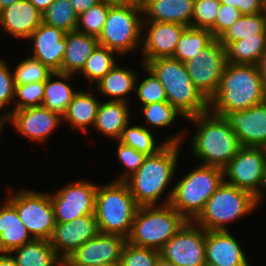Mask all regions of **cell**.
Listing matches in <instances>:
<instances>
[{
    "instance_id": "cell-18",
    "label": "cell",
    "mask_w": 266,
    "mask_h": 266,
    "mask_svg": "<svg viewBox=\"0 0 266 266\" xmlns=\"http://www.w3.org/2000/svg\"><path fill=\"white\" fill-rule=\"evenodd\" d=\"M99 233L96 216L87 214L71 222H56L50 245L64 261L70 254Z\"/></svg>"
},
{
    "instance_id": "cell-1",
    "label": "cell",
    "mask_w": 266,
    "mask_h": 266,
    "mask_svg": "<svg viewBox=\"0 0 266 266\" xmlns=\"http://www.w3.org/2000/svg\"><path fill=\"white\" fill-rule=\"evenodd\" d=\"M265 100L266 89L257 65L227 63L217 93L209 101V111L222 117Z\"/></svg>"
},
{
    "instance_id": "cell-52",
    "label": "cell",
    "mask_w": 266,
    "mask_h": 266,
    "mask_svg": "<svg viewBox=\"0 0 266 266\" xmlns=\"http://www.w3.org/2000/svg\"><path fill=\"white\" fill-rule=\"evenodd\" d=\"M0 266H17L9 253H0Z\"/></svg>"
},
{
    "instance_id": "cell-19",
    "label": "cell",
    "mask_w": 266,
    "mask_h": 266,
    "mask_svg": "<svg viewBox=\"0 0 266 266\" xmlns=\"http://www.w3.org/2000/svg\"><path fill=\"white\" fill-rule=\"evenodd\" d=\"M148 27V30L146 29ZM144 28L147 32H144ZM187 27L170 22H143L142 64L161 57H173L182 32Z\"/></svg>"
},
{
    "instance_id": "cell-13",
    "label": "cell",
    "mask_w": 266,
    "mask_h": 266,
    "mask_svg": "<svg viewBox=\"0 0 266 266\" xmlns=\"http://www.w3.org/2000/svg\"><path fill=\"white\" fill-rule=\"evenodd\" d=\"M265 164L266 148L242 146L223 169L224 181L255 196L262 182Z\"/></svg>"
},
{
    "instance_id": "cell-8",
    "label": "cell",
    "mask_w": 266,
    "mask_h": 266,
    "mask_svg": "<svg viewBox=\"0 0 266 266\" xmlns=\"http://www.w3.org/2000/svg\"><path fill=\"white\" fill-rule=\"evenodd\" d=\"M256 208L252 193L223 181L194 222L206 231H227V223L250 215Z\"/></svg>"
},
{
    "instance_id": "cell-27",
    "label": "cell",
    "mask_w": 266,
    "mask_h": 266,
    "mask_svg": "<svg viewBox=\"0 0 266 266\" xmlns=\"http://www.w3.org/2000/svg\"><path fill=\"white\" fill-rule=\"evenodd\" d=\"M9 254L17 266H64L50 242L44 239H33Z\"/></svg>"
},
{
    "instance_id": "cell-57",
    "label": "cell",
    "mask_w": 266,
    "mask_h": 266,
    "mask_svg": "<svg viewBox=\"0 0 266 266\" xmlns=\"http://www.w3.org/2000/svg\"><path fill=\"white\" fill-rule=\"evenodd\" d=\"M96 266H121L120 262H116V263H105V264H99Z\"/></svg>"
},
{
    "instance_id": "cell-17",
    "label": "cell",
    "mask_w": 266,
    "mask_h": 266,
    "mask_svg": "<svg viewBox=\"0 0 266 266\" xmlns=\"http://www.w3.org/2000/svg\"><path fill=\"white\" fill-rule=\"evenodd\" d=\"M222 117L241 146L266 148V100L242 111L226 112Z\"/></svg>"
},
{
    "instance_id": "cell-41",
    "label": "cell",
    "mask_w": 266,
    "mask_h": 266,
    "mask_svg": "<svg viewBox=\"0 0 266 266\" xmlns=\"http://www.w3.org/2000/svg\"><path fill=\"white\" fill-rule=\"evenodd\" d=\"M160 251L125 242L120 258L121 266H157Z\"/></svg>"
},
{
    "instance_id": "cell-4",
    "label": "cell",
    "mask_w": 266,
    "mask_h": 266,
    "mask_svg": "<svg viewBox=\"0 0 266 266\" xmlns=\"http://www.w3.org/2000/svg\"><path fill=\"white\" fill-rule=\"evenodd\" d=\"M145 66L158 78L165 89L167 101L185 119L209 111V101L193 84L185 63L173 57L149 60Z\"/></svg>"
},
{
    "instance_id": "cell-55",
    "label": "cell",
    "mask_w": 266,
    "mask_h": 266,
    "mask_svg": "<svg viewBox=\"0 0 266 266\" xmlns=\"http://www.w3.org/2000/svg\"><path fill=\"white\" fill-rule=\"evenodd\" d=\"M157 266H177L172 262L164 260L162 257H159Z\"/></svg>"
},
{
    "instance_id": "cell-51",
    "label": "cell",
    "mask_w": 266,
    "mask_h": 266,
    "mask_svg": "<svg viewBox=\"0 0 266 266\" xmlns=\"http://www.w3.org/2000/svg\"><path fill=\"white\" fill-rule=\"evenodd\" d=\"M41 13L44 12L54 0H29Z\"/></svg>"
},
{
    "instance_id": "cell-53",
    "label": "cell",
    "mask_w": 266,
    "mask_h": 266,
    "mask_svg": "<svg viewBox=\"0 0 266 266\" xmlns=\"http://www.w3.org/2000/svg\"><path fill=\"white\" fill-rule=\"evenodd\" d=\"M111 5L117 4H141V0H103Z\"/></svg>"
},
{
    "instance_id": "cell-14",
    "label": "cell",
    "mask_w": 266,
    "mask_h": 266,
    "mask_svg": "<svg viewBox=\"0 0 266 266\" xmlns=\"http://www.w3.org/2000/svg\"><path fill=\"white\" fill-rule=\"evenodd\" d=\"M97 186L90 181L76 180L58 192L51 193L55 221L67 223L87 214H94Z\"/></svg>"
},
{
    "instance_id": "cell-46",
    "label": "cell",
    "mask_w": 266,
    "mask_h": 266,
    "mask_svg": "<svg viewBox=\"0 0 266 266\" xmlns=\"http://www.w3.org/2000/svg\"><path fill=\"white\" fill-rule=\"evenodd\" d=\"M15 83L13 72L6 62L0 59V111L15 98Z\"/></svg>"
},
{
    "instance_id": "cell-16",
    "label": "cell",
    "mask_w": 266,
    "mask_h": 266,
    "mask_svg": "<svg viewBox=\"0 0 266 266\" xmlns=\"http://www.w3.org/2000/svg\"><path fill=\"white\" fill-rule=\"evenodd\" d=\"M126 238L99 232L64 260V266H96L120 262Z\"/></svg>"
},
{
    "instance_id": "cell-50",
    "label": "cell",
    "mask_w": 266,
    "mask_h": 266,
    "mask_svg": "<svg viewBox=\"0 0 266 266\" xmlns=\"http://www.w3.org/2000/svg\"><path fill=\"white\" fill-rule=\"evenodd\" d=\"M262 79L263 85L266 89V51L263 53L262 58L257 64Z\"/></svg>"
},
{
    "instance_id": "cell-32",
    "label": "cell",
    "mask_w": 266,
    "mask_h": 266,
    "mask_svg": "<svg viewBox=\"0 0 266 266\" xmlns=\"http://www.w3.org/2000/svg\"><path fill=\"white\" fill-rule=\"evenodd\" d=\"M225 49L228 63L257 65L266 51V34L231 42Z\"/></svg>"
},
{
    "instance_id": "cell-45",
    "label": "cell",
    "mask_w": 266,
    "mask_h": 266,
    "mask_svg": "<svg viewBox=\"0 0 266 266\" xmlns=\"http://www.w3.org/2000/svg\"><path fill=\"white\" fill-rule=\"evenodd\" d=\"M243 14L238 8L221 4L215 24L210 29L213 36L217 39L225 30L232 26Z\"/></svg>"
},
{
    "instance_id": "cell-12",
    "label": "cell",
    "mask_w": 266,
    "mask_h": 266,
    "mask_svg": "<svg viewBox=\"0 0 266 266\" xmlns=\"http://www.w3.org/2000/svg\"><path fill=\"white\" fill-rule=\"evenodd\" d=\"M206 230L187 221L160 250V257L177 266H204Z\"/></svg>"
},
{
    "instance_id": "cell-23",
    "label": "cell",
    "mask_w": 266,
    "mask_h": 266,
    "mask_svg": "<svg viewBox=\"0 0 266 266\" xmlns=\"http://www.w3.org/2000/svg\"><path fill=\"white\" fill-rule=\"evenodd\" d=\"M143 22H170L191 27L194 0H141ZM147 17V18H146Z\"/></svg>"
},
{
    "instance_id": "cell-56",
    "label": "cell",
    "mask_w": 266,
    "mask_h": 266,
    "mask_svg": "<svg viewBox=\"0 0 266 266\" xmlns=\"http://www.w3.org/2000/svg\"><path fill=\"white\" fill-rule=\"evenodd\" d=\"M6 124H7L6 119L5 118H0V136H1V133L3 132L2 131L3 127H5Z\"/></svg>"
},
{
    "instance_id": "cell-28",
    "label": "cell",
    "mask_w": 266,
    "mask_h": 266,
    "mask_svg": "<svg viewBox=\"0 0 266 266\" xmlns=\"http://www.w3.org/2000/svg\"><path fill=\"white\" fill-rule=\"evenodd\" d=\"M137 74L132 69L116 64L101 80L96 83L100 94L110 97V101L127 102V94L135 90Z\"/></svg>"
},
{
    "instance_id": "cell-44",
    "label": "cell",
    "mask_w": 266,
    "mask_h": 266,
    "mask_svg": "<svg viewBox=\"0 0 266 266\" xmlns=\"http://www.w3.org/2000/svg\"><path fill=\"white\" fill-rule=\"evenodd\" d=\"M118 147H117V156L118 160L122 163L123 168L125 171L118 176L114 181H125L128 179L132 174H134L138 168L144 163L147 155L140 153L136 149L129 147L119 140Z\"/></svg>"
},
{
    "instance_id": "cell-20",
    "label": "cell",
    "mask_w": 266,
    "mask_h": 266,
    "mask_svg": "<svg viewBox=\"0 0 266 266\" xmlns=\"http://www.w3.org/2000/svg\"><path fill=\"white\" fill-rule=\"evenodd\" d=\"M65 35L66 32L62 29L41 23L27 38L32 39L33 42L31 57L52 71L59 72L65 54Z\"/></svg>"
},
{
    "instance_id": "cell-36",
    "label": "cell",
    "mask_w": 266,
    "mask_h": 266,
    "mask_svg": "<svg viewBox=\"0 0 266 266\" xmlns=\"http://www.w3.org/2000/svg\"><path fill=\"white\" fill-rule=\"evenodd\" d=\"M114 54H118L104 46L98 45L88 57L81 74L89 81L97 83L101 80L116 64Z\"/></svg>"
},
{
    "instance_id": "cell-2",
    "label": "cell",
    "mask_w": 266,
    "mask_h": 266,
    "mask_svg": "<svg viewBox=\"0 0 266 266\" xmlns=\"http://www.w3.org/2000/svg\"><path fill=\"white\" fill-rule=\"evenodd\" d=\"M196 125L191 138L193 155L201 165L224 169L242 147L234 131L223 117L208 111L188 118Z\"/></svg>"
},
{
    "instance_id": "cell-54",
    "label": "cell",
    "mask_w": 266,
    "mask_h": 266,
    "mask_svg": "<svg viewBox=\"0 0 266 266\" xmlns=\"http://www.w3.org/2000/svg\"><path fill=\"white\" fill-rule=\"evenodd\" d=\"M20 0H0V11Z\"/></svg>"
},
{
    "instance_id": "cell-10",
    "label": "cell",
    "mask_w": 266,
    "mask_h": 266,
    "mask_svg": "<svg viewBox=\"0 0 266 266\" xmlns=\"http://www.w3.org/2000/svg\"><path fill=\"white\" fill-rule=\"evenodd\" d=\"M33 239L48 240L56 225L50 193L20 190L7 199Z\"/></svg>"
},
{
    "instance_id": "cell-21",
    "label": "cell",
    "mask_w": 266,
    "mask_h": 266,
    "mask_svg": "<svg viewBox=\"0 0 266 266\" xmlns=\"http://www.w3.org/2000/svg\"><path fill=\"white\" fill-rule=\"evenodd\" d=\"M206 262L218 266H251L246 254L229 230L206 231Z\"/></svg>"
},
{
    "instance_id": "cell-6",
    "label": "cell",
    "mask_w": 266,
    "mask_h": 266,
    "mask_svg": "<svg viewBox=\"0 0 266 266\" xmlns=\"http://www.w3.org/2000/svg\"><path fill=\"white\" fill-rule=\"evenodd\" d=\"M139 205L123 181L97 186L95 210L98 230L101 233L128 238Z\"/></svg>"
},
{
    "instance_id": "cell-38",
    "label": "cell",
    "mask_w": 266,
    "mask_h": 266,
    "mask_svg": "<svg viewBox=\"0 0 266 266\" xmlns=\"http://www.w3.org/2000/svg\"><path fill=\"white\" fill-rule=\"evenodd\" d=\"M109 3L101 0L78 16L77 31L98 38L107 19Z\"/></svg>"
},
{
    "instance_id": "cell-24",
    "label": "cell",
    "mask_w": 266,
    "mask_h": 266,
    "mask_svg": "<svg viewBox=\"0 0 266 266\" xmlns=\"http://www.w3.org/2000/svg\"><path fill=\"white\" fill-rule=\"evenodd\" d=\"M65 54L60 73L75 75L81 72L88 57L99 45L98 38L74 30L66 32Z\"/></svg>"
},
{
    "instance_id": "cell-29",
    "label": "cell",
    "mask_w": 266,
    "mask_h": 266,
    "mask_svg": "<svg viewBox=\"0 0 266 266\" xmlns=\"http://www.w3.org/2000/svg\"><path fill=\"white\" fill-rule=\"evenodd\" d=\"M100 103L91 92L78 90L62 116L63 121H67L73 129L87 132L88 126H94Z\"/></svg>"
},
{
    "instance_id": "cell-39",
    "label": "cell",
    "mask_w": 266,
    "mask_h": 266,
    "mask_svg": "<svg viewBox=\"0 0 266 266\" xmlns=\"http://www.w3.org/2000/svg\"><path fill=\"white\" fill-rule=\"evenodd\" d=\"M147 125L154 127H167L174 123L178 116L184 117L173 105L168 101L151 103L142 107Z\"/></svg>"
},
{
    "instance_id": "cell-26",
    "label": "cell",
    "mask_w": 266,
    "mask_h": 266,
    "mask_svg": "<svg viewBox=\"0 0 266 266\" xmlns=\"http://www.w3.org/2000/svg\"><path fill=\"white\" fill-rule=\"evenodd\" d=\"M128 103L110 100L100 103L94 129L115 141L119 140L131 118Z\"/></svg>"
},
{
    "instance_id": "cell-40",
    "label": "cell",
    "mask_w": 266,
    "mask_h": 266,
    "mask_svg": "<svg viewBox=\"0 0 266 266\" xmlns=\"http://www.w3.org/2000/svg\"><path fill=\"white\" fill-rule=\"evenodd\" d=\"M141 65L143 70L145 69L144 71L147 72L149 76L142 80V82L140 81V84H138L139 82L136 80L135 86L137 87H135V92L137 93L136 95L139 98L140 103H142V106L167 101L165 89L158 78L144 64L141 63Z\"/></svg>"
},
{
    "instance_id": "cell-49",
    "label": "cell",
    "mask_w": 266,
    "mask_h": 266,
    "mask_svg": "<svg viewBox=\"0 0 266 266\" xmlns=\"http://www.w3.org/2000/svg\"><path fill=\"white\" fill-rule=\"evenodd\" d=\"M263 190H265V192H266V164H265V171L263 174V178H262V182H261L259 191L255 195V202H256L257 207L260 206L259 204L262 203L261 201L263 200V198H265L264 196L266 195V193Z\"/></svg>"
},
{
    "instance_id": "cell-15",
    "label": "cell",
    "mask_w": 266,
    "mask_h": 266,
    "mask_svg": "<svg viewBox=\"0 0 266 266\" xmlns=\"http://www.w3.org/2000/svg\"><path fill=\"white\" fill-rule=\"evenodd\" d=\"M0 118L12 123L15 130L32 142H46L55 129L62 124L63 117L45 107L37 106L20 110H5Z\"/></svg>"
},
{
    "instance_id": "cell-34",
    "label": "cell",
    "mask_w": 266,
    "mask_h": 266,
    "mask_svg": "<svg viewBox=\"0 0 266 266\" xmlns=\"http://www.w3.org/2000/svg\"><path fill=\"white\" fill-rule=\"evenodd\" d=\"M216 38L208 29L187 27L181 34L173 58L186 63L210 45Z\"/></svg>"
},
{
    "instance_id": "cell-3",
    "label": "cell",
    "mask_w": 266,
    "mask_h": 266,
    "mask_svg": "<svg viewBox=\"0 0 266 266\" xmlns=\"http://www.w3.org/2000/svg\"><path fill=\"white\" fill-rule=\"evenodd\" d=\"M181 146V143H166L156 154L147 156L138 170L124 181L139 206L159 205L174 178Z\"/></svg>"
},
{
    "instance_id": "cell-7",
    "label": "cell",
    "mask_w": 266,
    "mask_h": 266,
    "mask_svg": "<svg viewBox=\"0 0 266 266\" xmlns=\"http://www.w3.org/2000/svg\"><path fill=\"white\" fill-rule=\"evenodd\" d=\"M186 222L170 203L139 206L126 240L139 247L160 251Z\"/></svg>"
},
{
    "instance_id": "cell-48",
    "label": "cell",
    "mask_w": 266,
    "mask_h": 266,
    "mask_svg": "<svg viewBox=\"0 0 266 266\" xmlns=\"http://www.w3.org/2000/svg\"><path fill=\"white\" fill-rule=\"evenodd\" d=\"M74 9V12L79 16L87 11L90 7L100 2L101 0H68Z\"/></svg>"
},
{
    "instance_id": "cell-35",
    "label": "cell",
    "mask_w": 266,
    "mask_h": 266,
    "mask_svg": "<svg viewBox=\"0 0 266 266\" xmlns=\"http://www.w3.org/2000/svg\"><path fill=\"white\" fill-rule=\"evenodd\" d=\"M42 23L70 32L77 29L78 15L68 0H54L42 12Z\"/></svg>"
},
{
    "instance_id": "cell-31",
    "label": "cell",
    "mask_w": 266,
    "mask_h": 266,
    "mask_svg": "<svg viewBox=\"0 0 266 266\" xmlns=\"http://www.w3.org/2000/svg\"><path fill=\"white\" fill-rule=\"evenodd\" d=\"M130 123L126 126V128L123 130V133L121 135V138L119 139L120 142L123 144L132 147L139 151L140 153H143L147 156H151L156 154L160 149H162L166 143H181L184 140L182 136L184 134L177 133L174 136H170L165 141L159 143H155V137L153 135L154 129L152 130L148 128L149 126H130ZM146 126V127H145ZM150 129V130H149Z\"/></svg>"
},
{
    "instance_id": "cell-9",
    "label": "cell",
    "mask_w": 266,
    "mask_h": 266,
    "mask_svg": "<svg viewBox=\"0 0 266 266\" xmlns=\"http://www.w3.org/2000/svg\"><path fill=\"white\" fill-rule=\"evenodd\" d=\"M141 4L110 5L98 37L99 45L126 55L142 46L143 15Z\"/></svg>"
},
{
    "instance_id": "cell-11",
    "label": "cell",
    "mask_w": 266,
    "mask_h": 266,
    "mask_svg": "<svg viewBox=\"0 0 266 266\" xmlns=\"http://www.w3.org/2000/svg\"><path fill=\"white\" fill-rule=\"evenodd\" d=\"M227 63L226 49L218 39L185 63L193 84L208 101L217 93Z\"/></svg>"
},
{
    "instance_id": "cell-47",
    "label": "cell",
    "mask_w": 266,
    "mask_h": 266,
    "mask_svg": "<svg viewBox=\"0 0 266 266\" xmlns=\"http://www.w3.org/2000/svg\"><path fill=\"white\" fill-rule=\"evenodd\" d=\"M221 4L238 8L242 14L265 12V0H219Z\"/></svg>"
},
{
    "instance_id": "cell-58",
    "label": "cell",
    "mask_w": 266,
    "mask_h": 266,
    "mask_svg": "<svg viewBox=\"0 0 266 266\" xmlns=\"http://www.w3.org/2000/svg\"><path fill=\"white\" fill-rule=\"evenodd\" d=\"M204 266H218V265H216L214 263L205 262V265Z\"/></svg>"
},
{
    "instance_id": "cell-43",
    "label": "cell",
    "mask_w": 266,
    "mask_h": 266,
    "mask_svg": "<svg viewBox=\"0 0 266 266\" xmlns=\"http://www.w3.org/2000/svg\"><path fill=\"white\" fill-rule=\"evenodd\" d=\"M17 103L13 110L41 106L44 99V82L15 85Z\"/></svg>"
},
{
    "instance_id": "cell-42",
    "label": "cell",
    "mask_w": 266,
    "mask_h": 266,
    "mask_svg": "<svg viewBox=\"0 0 266 266\" xmlns=\"http://www.w3.org/2000/svg\"><path fill=\"white\" fill-rule=\"evenodd\" d=\"M219 0H194L191 27L210 30L220 9Z\"/></svg>"
},
{
    "instance_id": "cell-5",
    "label": "cell",
    "mask_w": 266,
    "mask_h": 266,
    "mask_svg": "<svg viewBox=\"0 0 266 266\" xmlns=\"http://www.w3.org/2000/svg\"><path fill=\"white\" fill-rule=\"evenodd\" d=\"M223 181V169L200 164L170 189L160 205L170 203L187 221H194Z\"/></svg>"
},
{
    "instance_id": "cell-33",
    "label": "cell",
    "mask_w": 266,
    "mask_h": 266,
    "mask_svg": "<svg viewBox=\"0 0 266 266\" xmlns=\"http://www.w3.org/2000/svg\"><path fill=\"white\" fill-rule=\"evenodd\" d=\"M258 34H266V12L243 14L217 39L226 48L231 42L245 37H255Z\"/></svg>"
},
{
    "instance_id": "cell-30",
    "label": "cell",
    "mask_w": 266,
    "mask_h": 266,
    "mask_svg": "<svg viewBox=\"0 0 266 266\" xmlns=\"http://www.w3.org/2000/svg\"><path fill=\"white\" fill-rule=\"evenodd\" d=\"M72 76L74 75L54 72L44 82L43 107L57 112L61 116L66 113L69 103L77 93V90L71 88V86L67 83ZM53 77H56L57 80H53Z\"/></svg>"
},
{
    "instance_id": "cell-22",
    "label": "cell",
    "mask_w": 266,
    "mask_h": 266,
    "mask_svg": "<svg viewBox=\"0 0 266 266\" xmlns=\"http://www.w3.org/2000/svg\"><path fill=\"white\" fill-rule=\"evenodd\" d=\"M42 23V13L29 1L20 0L0 11V26L4 32L27 39Z\"/></svg>"
},
{
    "instance_id": "cell-25",
    "label": "cell",
    "mask_w": 266,
    "mask_h": 266,
    "mask_svg": "<svg viewBox=\"0 0 266 266\" xmlns=\"http://www.w3.org/2000/svg\"><path fill=\"white\" fill-rule=\"evenodd\" d=\"M32 240L16 208L8 200L0 203V253H10Z\"/></svg>"
},
{
    "instance_id": "cell-37",
    "label": "cell",
    "mask_w": 266,
    "mask_h": 266,
    "mask_svg": "<svg viewBox=\"0 0 266 266\" xmlns=\"http://www.w3.org/2000/svg\"><path fill=\"white\" fill-rule=\"evenodd\" d=\"M12 71L15 85H24L33 82H45L53 73L49 67L37 59L29 56Z\"/></svg>"
}]
</instances>
